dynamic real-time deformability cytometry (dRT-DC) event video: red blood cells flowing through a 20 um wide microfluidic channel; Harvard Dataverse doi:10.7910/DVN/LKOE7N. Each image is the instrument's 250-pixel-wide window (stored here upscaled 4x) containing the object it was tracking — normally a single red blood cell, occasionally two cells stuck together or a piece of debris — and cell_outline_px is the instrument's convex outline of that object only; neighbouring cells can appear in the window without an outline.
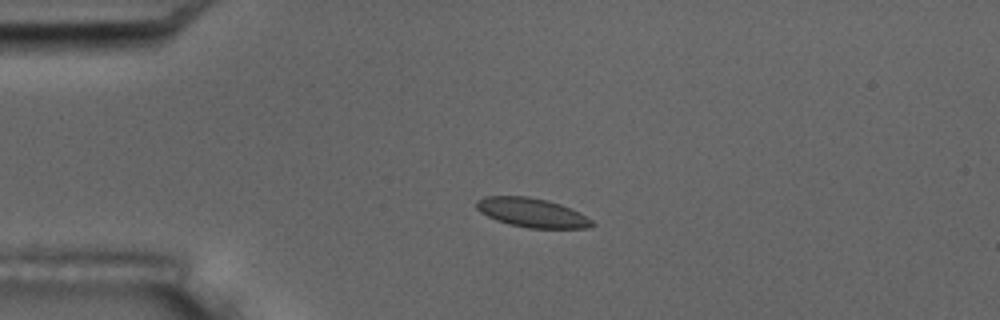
{"species": "common noctule bat (a hibernating species)", "species_latin": "Nyctalus noctula", "temperature_condition": "room temperature", "stored_images_in_passage": 4, "camera_frame_rate_fps": 3000, "um_per_image_px": 0.085, "animal": {"sex": "male", "body_mass_g": 17.5, "forearm_length_mm": 52.3}, "frame": {"image": 1, "passage_image": 3, "time_ms": 3.333, "image_size_px": [1000, 320], "cell_outline_px": [[596, 224], [588, 228], [528, 228], [496, 220], [480, 212], [476, 208], [476, 200], [484, 196], [528, 196], [548, 200], [560, 204], [580, 212], [592, 220]], "centroid_in_image_um": [45.22, 18.07], "position_along_channel_um": 39.8, "area_um2": 19.65}}